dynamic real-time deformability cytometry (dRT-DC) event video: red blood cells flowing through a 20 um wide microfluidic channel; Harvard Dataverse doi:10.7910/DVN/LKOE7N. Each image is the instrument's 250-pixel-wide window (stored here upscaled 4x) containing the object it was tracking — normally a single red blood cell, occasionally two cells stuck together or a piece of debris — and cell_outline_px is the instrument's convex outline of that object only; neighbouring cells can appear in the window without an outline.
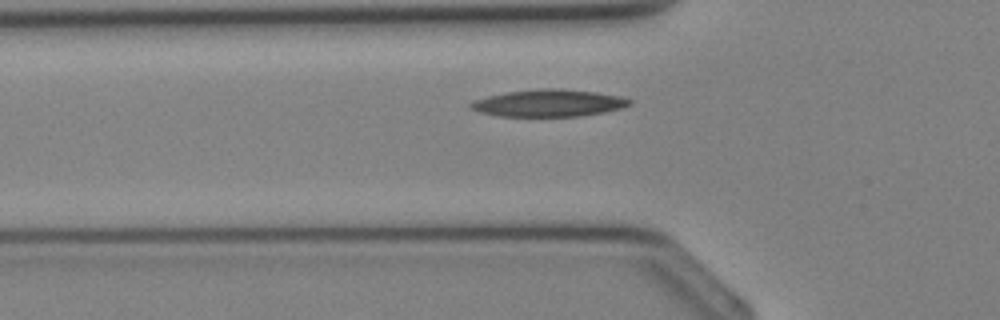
{"species": "Egyptian fruit bat (a non-hibernating species)", "species_latin": "Rousettus aegyptiacus", "temperature_condition": "cold", "stored_images_in_passage": 26, "camera_frame_rate_fps": 3000, "um_per_image_px": 0.085, "animal": {"sex": "female"}, "frame": {"image": 1, "passage_image": 2, "time_ms": 0.333, "image_size_px": [1000, 320], "cell_outline_px": [[632, 104], [624, 108], [604, 112], [580, 116], [500, 116], [480, 112], [468, 108], [468, 104], [476, 100], [488, 96], [504, 92], [536, 88], [560, 88], [596, 92], [620, 96], [632, 100]], "centroid_in_image_um": [46.66, 8.75], "position_along_channel_um": 79.1, "area_um2": 25.32}}
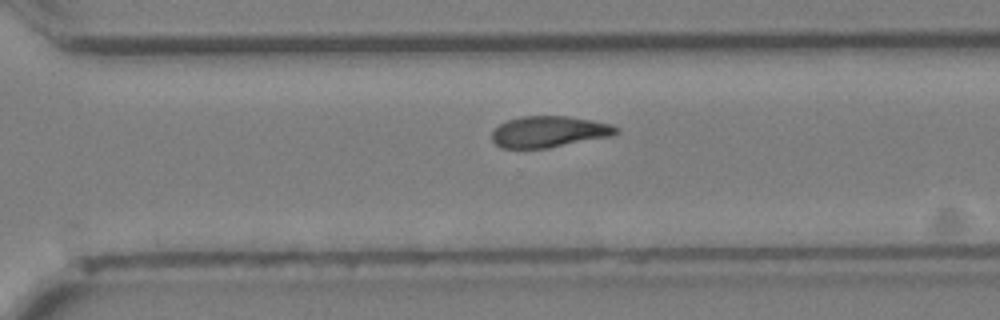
{"frame": {"image": 2, "passage_image": 15, "time_ms": 4.667, "image_size_px": [1000, 320], "cell_outline_px": [[620, 132], [612, 136], [548, 148], [500, 148], [492, 140], [492, 132], [500, 124], [508, 120], [520, 116], [568, 116], [592, 120], [612, 124], [620, 128]], "centroid_in_image_um": [46.71, 11.19], "position_along_channel_um": 323.9, "area_um2": 22.77}}
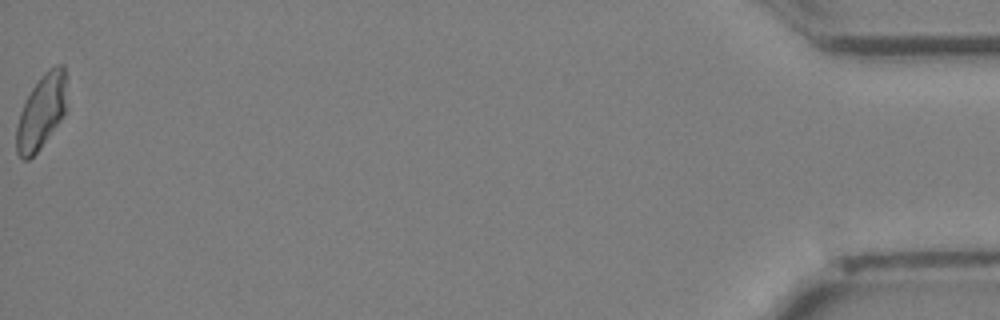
{"frame": {"image": 3, "passage_image": 26, "time_ms": 8.333, "image_size_px": [1000, 320], "cell_outline_px": [[64, 112], [60, 120], [40, 148], [28, 160], [24, 160], [16, 152], [16, 128], [20, 112], [24, 100], [32, 88], [44, 72], [48, 68], [56, 64], [64, 64]], "centroid_in_image_um": [3.46, 9.5], "position_along_channel_um": 431.7, "area_um2": 21.27}}